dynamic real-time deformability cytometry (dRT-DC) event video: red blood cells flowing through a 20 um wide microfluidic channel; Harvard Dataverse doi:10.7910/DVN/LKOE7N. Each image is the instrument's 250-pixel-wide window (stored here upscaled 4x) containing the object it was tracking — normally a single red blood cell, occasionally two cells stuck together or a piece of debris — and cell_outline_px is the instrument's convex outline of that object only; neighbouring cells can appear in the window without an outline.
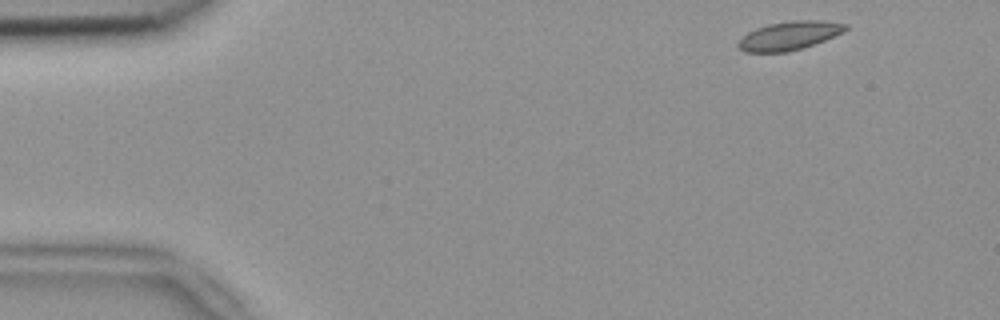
{"species": "common noctule bat (a hibernating species)", "species_latin": "Nyctalus noctula", "temperature_condition": "room temperature", "stored_images_in_passage": 25, "camera_frame_rate_fps": 3000, "um_per_image_px": 0.085, "animal": {"sex": "female", "body_mass_g": 18.4}, "frame": {"image": 1, "passage_image": 1, "time_ms": 0.0, "image_size_px": [1000, 320], "cell_outline_px": [[848, 28], [844, 32], [824, 40], [788, 52], [744, 52], [736, 48], [736, 44], [748, 32], [756, 28], [768, 24], [792, 20], [820, 20], [848, 24]], "centroid_in_image_um": [67.07, 3.03], "position_along_channel_um": 17.9, "area_um2": 17.86}}
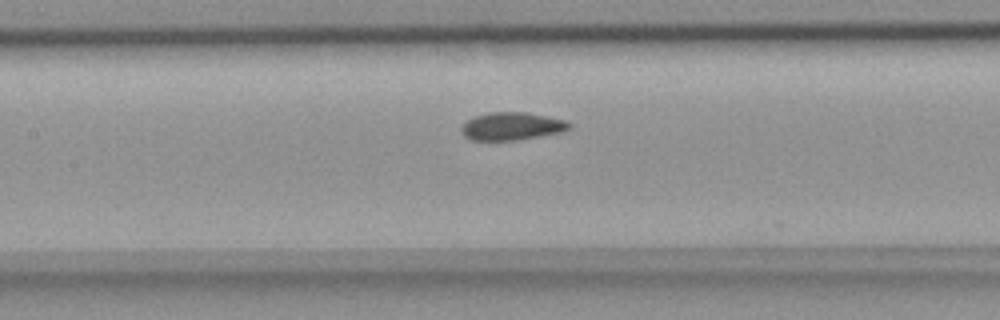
{"frame": {"image": 2, "passage_image": 20, "time_ms": 6.333, "image_size_px": [1000, 320], "cell_outline_px": [[572, 128], [560, 132], [516, 140], [472, 140], [464, 136], [460, 132], [460, 128], [468, 120], [476, 116], [488, 112], [528, 112], [564, 120], [572, 124]], "centroid_in_image_um": [43.49, 10.72], "position_along_channel_um": 163.9, "area_um2": 17.4}}
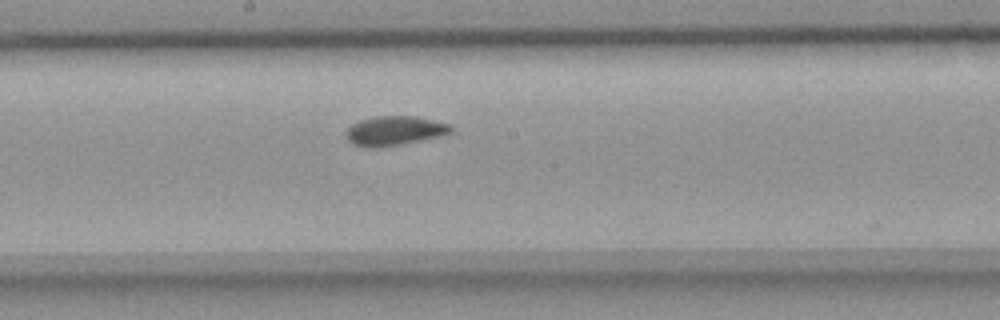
{"frame": {"image": 3, "passage_image": 24, "time_ms": 7.667, "image_size_px": [1000, 320], "cell_outline_px": [[452, 132], [440, 136], [400, 144], [376, 148], [368, 148], [352, 144], [344, 136], [348, 128], [352, 124], [360, 120], [376, 116], [416, 116], [448, 124], [452, 128]], "centroid_in_image_um": [33.48, 11.12], "position_along_channel_um": 214.7, "area_um2": 17.86}}